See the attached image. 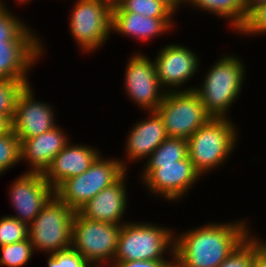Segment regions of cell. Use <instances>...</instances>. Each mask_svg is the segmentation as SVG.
<instances>
[{
	"mask_svg": "<svg viewBox=\"0 0 266 267\" xmlns=\"http://www.w3.org/2000/svg\"><path fill=\"white\" fill-rule=\"evenodd\" d=\"M246 224H207L176 236L174 267H218L251 233Z\"/></svg>",
	"mask_w": 266,
	"mask_h": 267,
	"instance_id": "6da1fadb",
	"label": "cell"
},
{
	"mask_svg": "<svg viewBox=\"0 0 266 267\" xmlns=\"http://www.w3.org/2000/svg\"><path fill=\"white\" fill-rule=\"evenodd\" d=\"M234 56L221 58L208 70L201 87H190L200 97L206 111L214 118H225L232 102L240 95L245 67ZM231 104V105H230Z\"/></svg>",
	"mask_w": 266,
	"mask_h": 267,
	"instance_id": "7a4b0ae2",
	"label": "cell"
},
{
	"mask_svg": "<svg viewBox=\"0 0 266 267\" xmlns=\"http://www.w3.org/2000/svg\"><path fill=\"white\" fill-rule=\"evenodd\" d=\"M234 126L227 117H212L187 139L188 157L200 175L220 166L232 153L238 134Z\"/></svg>",
	"mask_w": 266,
	"mask_h": 267,
	"instance_id": "3957f363",
	"label": "cell"
},
{
	"mask_svg": "<svg viewBox=\"0 0 266 267\" xmlns=\"http://www.w3.org/2000/svg\"><path fill=\"white\" fill-rule=\"evenodd\" d=\"M125 161L105 160L99 155L84 173L64 180L54 194L72 211L78 212L101 190L115 183L126 171Z\"/></svg>",
	"mask_w": 266,
	"mask_h": 267,
	"instance_id": "277c9868",
	"label": "cell"
},
{
	"mask_svg": "<svg viewBox=\"0 0 266 267\" xmlns=\"http://www.w3.org/2000/svg\"><path fill=\"white\" fill-rule=\"evenodd\" d=\"M171 233L167 227L163 228L155 224L140 222L122 224L113 263L136 260H166L163 253L167 249L174 259L175 236Z\"/></svg>",
	"mask_w": 266,
	"mask_h": 267,
	"instance_id": "5b68a950",
	"label": "cell"
},
{
	"mask_svg": "<svg viewBox=\"0 0 266 267\" xmlns=\"http://www.w3.org/2000/svg\"><path fill=\"white\" fill-rule=\"evenodd\" d=\"M75 212L55 194L28 225V238L34 251L56 253L71 248Z\"/></svg>",
	"mask_w": 266,
	"mask_h": 267,
	"instance_id": "8992f818",
	"label": "cell"
},
{
	"mask_svg": "<svg viewBox=\"0 0 266 267\" xmlns=\"http://www.w3.org/2000/svg\"><path fill=\"white\" fill-rule=\"evenodd\" d=\"M169 138L188 139L212 116L204 108L199 95L190 90H167L156 109Z\"/></svg>",
	"mask_w": 266,
	"mask_h": 267,
	"instance_id": "52a82bcc",
	"label": "cell"
},
{
	"mask_svg": "<svg viewBox=\"0 0 266 267\" xmlns=\"http://www.w3.org/2000/svg\"><path fill=\"white\" fill-rule=\"evenodd\" d=\"M121 226L122 224L87 219L75 212L71 247L92 266H98L97 263L102 266L109 259L111 265L116 255Z\"/></svg>",
	"mask_w": 266,
	"mask_h": 267,
	"instance_id": "ba28073f",
	"label": "cell"
},
{
	"mask_svg": "<svg viewBox=\"0 0 266 267\" xmlns=\"http://www.w3.org/2000/svg\"><path fill=\"white\" fill-rule=\"evenodd\" d=\"M113 0H78L70 19V30L83 51L105 44L112 25Z\"/></svg>",
	"mask_w": 266,
	"mask_h": 267,
	"instance_id": "9c48e42d",
	"label": "cell"
},
{
	"mask_svg": "<svg viewBox=\"0 0 266 267\" xmlns=\"http://www.w3.org/2000/svg\"><path fill=\"white\" fill-rule=\"evenodd\" d=\"M143 171L147 189L170 201L183 197L200 176L189 157L168 164H145Z\"/></svg>",
	"mask_w": 266,
	"mask_h": 267,
	"instance_id": "30bf717a",
	"label": "cell"
},
{
	"mask_svg": "<svg viewBox=\"0 0 266 267\" xmlns=\"http://www.w3.org/2000/svg\"><path fill=\"white\" fill-rule=\"evenodd\" d=\"M125 73V90L131 100L150 111H156L168 89L161 91L154 61L143 54L131 56ZM161 91V92H160Z\"/></svg>",
	"mask_w": 266,
	"mask_h": 267,
	"instance_id": "8fae6325",
	"label": "cell"
},
{
	"mask_svg": "<svg viewBox=\"0 0 266 267\" xmlns=\"http://www.w3.org/2000/svg\"><path fill=\"white\" fill-rule=\"evenodd\" d=\"M9 192L12 206L17 211V215L12 217L28 225L54 195V189L44 179L43 173L29 171L13 182Z\"/></svg>",
	"mask_w": 266,
	"mask_h": 267,
	"instance_id": "7c38bea8",
	"label": "cell"
},
{
	"mask_svg": "<svg viewBox=\"0 0 266 267\" xmlns=\"http://www.w3.org/2000/svg\"><path fill=\"white\" fill-rule=\"evenodd\" d=\"M32 87L26 85L19 93L11 129L20 142L34 138L57 126L54 122V111L46 103L36 102L33 98Z\"/></svg>",
	"mask_w": 266,
	"mask_h": 267,
	"instance_id": "4fadbf2b",
	"label": "cell"
},
{
	"mask_svg": "<svg viewBox=\"0 0 266 267\" xmlns=\"http://www.w3.org/2000/svg\"><path fill=\"white\" fill-rule=\"evenodd\" d=\"M196 55L189 48L177 44L166 45L160 50L154 63L162 88L171 87L169 89L173 91V87L185 84L196 73L199 66Z\"/></svg>",
	"mask_w": 266,
	"mask_h": 267,
	"instance_id": "5bb4252c",
	"label": "cell"
},
{
	"mask_svg": "<svg viewBox=\"0 0 266 267\" xmlns=\"http://www.w3.org/2000/svg\"><path fill=\"white\" fill-rule=\"evenodd\" d=\"M98 156L99 152L92 147L68 143L43 173L44 179L55 190L64 180L88 170Z\"/></svg>",
	"mask_w": 266,
	"mask_h": 267,
	"instance_id": "9a60e30c",
	"label": "cell"
},
{
	"mask_svg": "<svg viewBox=\"0 0 266 267\" xmlns=\"http://www.w3.org/2000/svg\"><path fill=\"white\" fill-rule=\"evenodd\" d=\"M125 176L126 172L115 183L101 190L78 212L87 219L124 224L121 218L127 205Z\"/></svg>",
	"mask_w": 266,
	"mask_h": 267,
	"instance_id": "2e32d148",
	"label": "cell"
},
{
	"mask_svg": "<svg viewBox=\"0 0 266 267\" xmlns=\"http://www.w3.org/2000/svg\"><path fill=\"white\" fill-rule=\"evenodd\" d=\"M60 128L55 126L37 137L20 142L21 160L29 162L31 166L29 172L44 173L55 156L69 143Z\"/></svg>",
	"mask_w": 266,
	"mask_h": 267,
	"instance_id": "e0dca14e",
	"label": "cell"
},
{
	"mask_svg": "<svg viewBox=\"0 0 266 267\" xmlns=\"http://www.w3.org/2000/svg\"><path fill=\"white\" fill-rule=\"evenodd\" d=\"M148 117L150 118L135 124L126 140V156L129 161H138L143 157L148 159L153 151L168 138L159 114L156 111H150Z\"/></svg>",
	"mask_w": 266,
	"mask_h": 267,
	"instance_id": "ac0fdd59",
	"label": "cell"
},
{
	"mask_svg": "<svg viewBox=\"0 0 266 267\" xmlns=\"http://www.w3.org/2000/svg\"><path fill=\"white\" fill-rule=\"evenodd\" d=\"M42 44H0V79L28 81L27 71L43 53Z\"/></svg>",
	"mask_w": 266,
	"mask_h": 267,
	"instance_id": "d6986e66",
	"label": "cell"
},
{
	"mask_svg": "<svg viewBox=\"0 0 266 267\" xmlns=\"http://www.w3.org/2000/svg\"><path fill=\"white\" fill-rule=\"evenodd\" d=\"M173 26L171 19L148 18L132 12H112L111 30L143 41L167 32Z\"/></svg>",
	"mask_w": 266,
	"mask_h": 267,
	"instance_id": "ffe728a7",
	"label": "cell"
},
{
	"mask_svg": "<svg viewBox=\"0 0 266 267\" xmlns=\"http://www.w3.org/2000/svg\"><path fill=\"white\" fill-rule=\"evenodd\" d=\"M191 6L199 7L218 17L229 18L234 30L240 31L246 23L247 11L245 0H188Z\"/></svg>",
	"mask_w": 266,
	"mask_h": 267,
	"instance_id": "44dd1931",
	"label": "cell"
},
{
	"mask_svg": "<svg viewBox=\"0 0 266 267\" xmlns=\"http://www.w3.org/2000/svg\"><path fill=\"white\" fill-rule=\"evenodd\" d=\"M25 25L0 0V44H41L37 35Z\"/></svg>",
	"mask_w": 266,
	"mask_h": 267,
	"instance_id": "7402d4cb",
	"label": "cell"
},
{
	"mask_svg": "<svg viewBox=\"0 0 266 267\" xmlns=\"http://www.w3.org/2000/svg\"><path fill=\"white\" fill-rule=\"evenodd\" d=\"M112 12H132L155 19H172L174 14L161 0H113Z\"/></svg>",
	"mask_w": 266,
	"mask_h": 267,
	"instance_id": "603a6c76",
	"label": "cell"
},
{
	"mask_svg": "<svg viewBox=\"0 0 266 267\" xmlns=\"http://www.w3.org/2000/svg\"><path fill=\"white\" fill-rule=\"evenodd\" d=\"M187 157V139L168 137L153 151L146 164L174 163Z\"/></svg>",
	"mask_w": 266,
	"mask_h": 267,
	"instance_id": "cb8c5ba5",
	"label": "cell"
},
{
	"mask_svg": "<svg viewBox=\"0 0 266 267\" xmlns=\"http://www.w3.org/2000/svg\"><path fill=\"white\" fill-rule=\"evenodd\" d=\"M29 81L0 79V115L13 120L16 100Z\"/></svg>",
	"mask_w": 266,
	"mask_h": 267,
	"instance_id": "d4e9b609",
	"label": "cell"
},
{
	"mask_svg": "<svg viewBox=\"0 0 266 267\" xmlns=\"http://www.w3.org/2000/svg\"><path fill=\"white\" fill-rule=\"evenodd\" d=\"M0 264L6 267H22L32 257L34 247L29 238L12 244L0 246Z\"/></svg>",
	"mask_w": 266,
	"mask_h": 267,
	"instance_id": "484cf974",
	"label": "cell"
},
{
	"mask_svg": "<svg viewBox=\"0 0 266 267\" xmlns=\"http://www.w3.org/2000/svg\"><path fill=\"white\" fill-rule=\"evenodd\" d=\"M21 161L20 140L10 129L0 135V175Z\"/></svg>",
	"mask_w": 266,
	"mask_h": 267,
	"instance_id": "4316f807",
	"label": "cell"
},
{
	"mask_svg": "<svg viewBox=\"0 0 266 267\" xmlns=\"http://www.w3.org/2000/svg\"><path fill=\"white\" fill-rule=\"evenodd\" d=\"M258 250L256 240L249 234L218 267H251Z\"/></svg>",
	"mask_w": 266,
	"mask_h": 267,
	"instance_id": "83f0119b",
	"label": "cell"
},
{
	"mask_svg": "<svg viewBox=\"0 0 266 267\" xmlns=\"http://www.w3.org/2000/svg\"><path fill=\"white\" fill-rule=\"evenodd\" d=\"M28 224L12 216L0 218V246L28 239Z\"/></svg>",
	"mask_w": 266,
	"mask_h": 267,
	"instance_id": "f1b7e54d",
	"label": "cell"
},
{
	"mask_svg": "<svg viewBox=\"0 0 266 267\" xmlns=\"http://www.w3.org/2000/svg\"><path fill=\"white\" fill-rule=\"evenodd\" d=\"M48 267H91L92 265L72 247L49 254Z\"/></svg>",
	"mask_w": 266,
	"mask_h": 267,
	"instance_id": "f546056e",
	"label": "cell"
},
{
	"mask_svg": "<svg viewBox=\"0 0 266 267\" xmlns=\"http://www.w3.org/2000/svg\"><path fill=\"white\" fill-rule=\"evenodd\" d=\"M239 32L244 35L266 33V3L259 5L248 14L246 23Z\"/></svg>",
	"mask_w": 266,
	"mask_h": 267,
	"instance_id": "4dcf8cb0",
	"label": "cell"
},
{
	"mask_svg": "<svg viewBox=\"0 0 266 267\" xmlns=\"http://www.w3.org/2000/svg\"><path fill=\"white\" fill-rule=\"evenodd\" d=\"M111 267H174V260H136L121 261L113 264Z\"/></svg>",
	"mask_w": 266,
	"mask_h": 267,
	"instance_id": "1f68e13d",
	"label": "cell"
},
{
	"mask_svg": "<svg viewBox=\"0 0 266 267\" xmlns=\"http://www.w3.org/2000/svg\"><path fill=\"white\" fill-rule=\"evenodd\" d=\"M251 267H266V253L259 249L254 254Z\"/></svg>",
	"mask_w": 266,
	"mask_h": 267,
	"instance_id": "d6a6232c",
	"label": "cell"
},
{
	"mask_svg": "<svg viewBox=\"0 0 266 267\" xmlns=\"http://www.w3.org/2000/svg\"><path fill=\"white\" fill-rule=\"evenodd\" d=\"M266 3V0H245L247 15L256 7Z\"/></svg>",
	"mask_w": 266,
	"mask_h": 267,
	"instance_id": "836d02e7",
	"label": "cell"
},
{
	"mask_svg": "<svg viewBox=\"0 0 266 267\" xmlns=\"http://www.w3.org/2000/svg\"><path fill=\"white\" fill-rule=\"evenodd\" d=\"M11 129V122L4 116L0 115V135L7 133Z\"/></svg>",
	"mask_w": 266,
	"mask_h": 267,
	"instance_id": "e575fe53",
	"label": "cell"
},
{
	"mask_svg": "<svg viewBox=\"0 0 266 267\" xmlns=\"http://www.w3.org/2000/svg\"><path fill=\"white\" fill-rule=\"evenodd\" d=\"M163 1L167 6H169L174 12L179 8L178 5H181L184 2L188 3V0H161Z\"/></svg>",
	"mask_w": 266,
	"mask_h": 267,
	"instance_id": "d590c367",
	"label": "cell"
},
{
	"mask_svg": "<svg viewBox=\"0 0 266 267\" xmlns=\"http://www.w3.org/2000/svg\"><path fill=\"white\" fill-rule=\"evenodd\" d=\"M253 238L256 240V242H257V244H258V246H259V249H260L261 251H263L264 253H266V242L264 243V242L258 241V239H256L255 236H254ZM259 242H260V243H259Z\"/></svg>",
	"mask_w": 266,
	"mask_h": 267,
	"instance_id": "8d00e7d4",
	"label": "cell"
},
{
	"mask_svg": "<svg viewBox=\"0 0 266 267\" xmlns=\"http://www.w3.org/2000/svg\"><path fill=\"white\" fill-rule=\"evenodd\" d=\"M16 1H20V2L23 3L24 1L27 2V1H29V0H16Z\"/></svg>",
	"mask_w": 266,
	"mask_h": 267,
	"instance_id": "74e56055",
	"label": "cell"
}]
</instances>
